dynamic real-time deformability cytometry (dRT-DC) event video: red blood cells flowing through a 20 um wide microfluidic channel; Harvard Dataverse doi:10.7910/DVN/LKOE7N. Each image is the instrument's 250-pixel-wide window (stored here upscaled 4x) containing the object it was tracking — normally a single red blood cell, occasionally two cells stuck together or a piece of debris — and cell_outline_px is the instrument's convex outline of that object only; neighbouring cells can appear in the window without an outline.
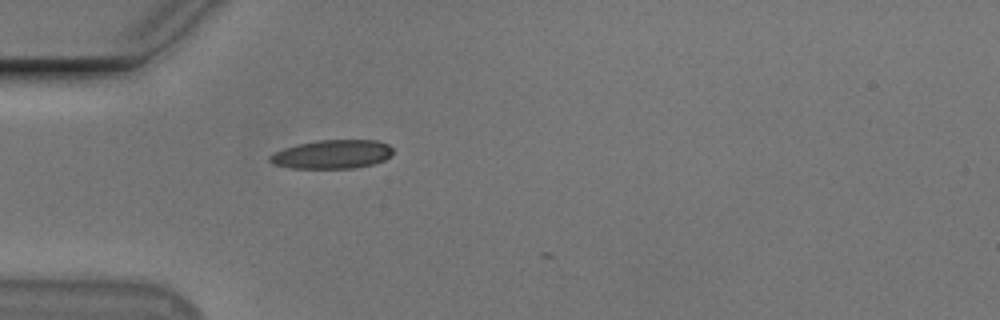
{"species": "Egyptian fruit bat (a non-hibernating species)", "species_latin": "Rousettus aegyptiacus", "temperature_condition": "cold", "stored_images_in_passage": 1, "camera_frame_rate_fps": 3000, "um_per_image_px": 0.085, "animal": {"sex": "male"}, "frame": {"image": 1, "passage_image": 1, "time_ms": 0.0, "image_size_px": [1000, 320], "cell_outline_px": [[392, 156], [384, 160], [372, 164], [352, 168], [292, 168], [272, 164], [268, 160], [268, 156], [284, 148], [296, 144], [320, 140], [376, 140], [388, 144], [392, 148]], "centroid_in_image_um": [28.23, 13.11], "position_along_channel_um": 56.8, "area_um2": 20.63}}